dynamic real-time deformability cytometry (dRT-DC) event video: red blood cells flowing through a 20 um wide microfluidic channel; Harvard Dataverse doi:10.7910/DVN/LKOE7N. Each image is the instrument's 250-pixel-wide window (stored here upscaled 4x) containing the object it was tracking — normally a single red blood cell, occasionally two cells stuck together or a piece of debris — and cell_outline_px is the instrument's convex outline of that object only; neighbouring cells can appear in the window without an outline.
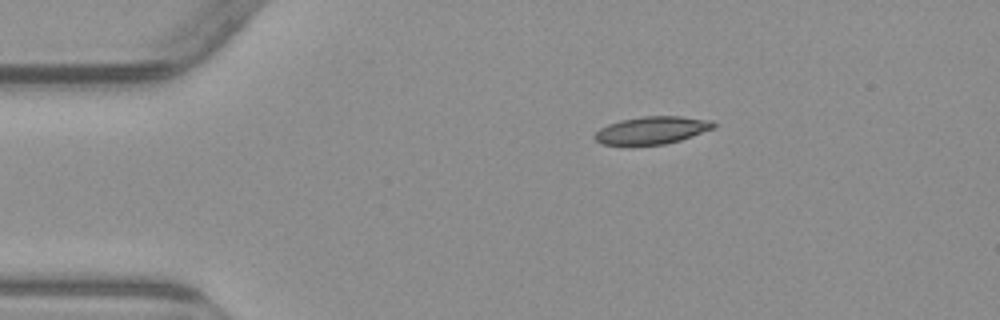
{"species": "common noctule bat (a hibernating species)", "species_latin": "Nyctalus noctula", "temperature_condition": "warm", "stored_images_in_passage": 5, "camera_frame_rate_fps": 3000, "um_per_image_px": 0.085, "animal": {"sex": "male", "body_mass_g": 23.1, "forearm_length_mm": 52.7}, "frame": {"image": 1, "passage_image": 5, "time_ms": 6.0, "image_size_px": [1000, 320], "cell_outline_px": [[716, 128], [680, 140], [664, 144], [600, 144], [592, 136], [600, 128], [608, 124], [620, 120], [644, 116], [680, 116], [712, 120], [716, 124]], "centroid_in_image_um": [55.44, 11.05], "position_along_channel_um": 29.6, "area_um2": 19.02}}